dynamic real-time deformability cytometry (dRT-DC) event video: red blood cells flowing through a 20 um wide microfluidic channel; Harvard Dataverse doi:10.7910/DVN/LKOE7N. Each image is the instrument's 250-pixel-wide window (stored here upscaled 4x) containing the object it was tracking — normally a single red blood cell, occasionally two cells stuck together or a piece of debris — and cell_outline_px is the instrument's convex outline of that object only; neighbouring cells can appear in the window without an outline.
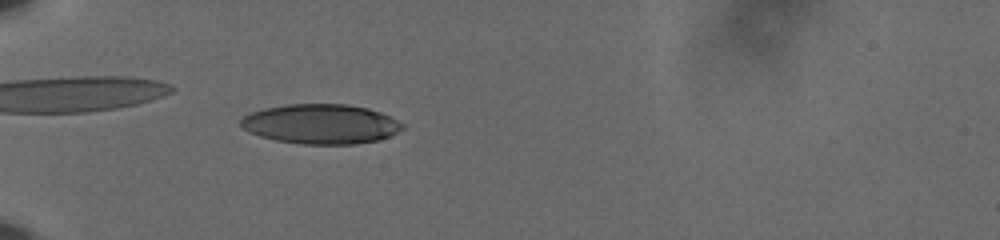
{"species": "human", "species_latin": "Homo sapiens", "temperature_condition": "cold", "stored_images_in_passage": 52, "camera_frame_rate_fps": 3000, "um_per_image_px": 0.085, "donor": {"sex": "male"}, "frame": {"image": 1, "passage_image": 14, "time_ms": 4.333, "image_size_px": [1000, 240], "cell_outline_px": [[404, 128], [380, 140], [356, 144], [300, 144], [276, 140], [260, 136], [248, 132], [240, 124], [240, 120], [244, 116], [252, 112], [264, 108], [288, 104], [348, 104], [368, 108], [380, 112], [404, 124]], "centroid_in_image_um": [27.26, 10.54], "position_along_channel_um": 57.7, "area_um2": 37.4}}
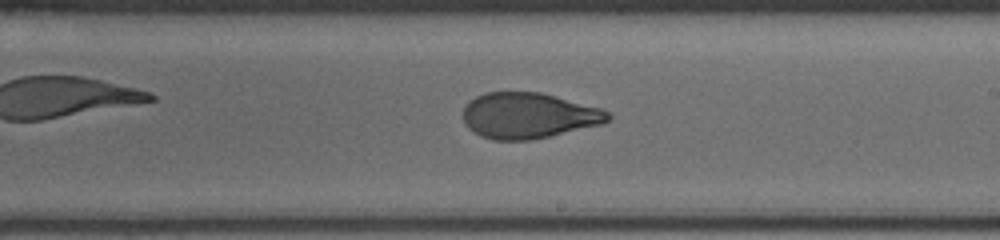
{"frame": {"image": 2, "passage_image": 31, "time_ms": 10.0, "image_size_px": [1000, 240], "cell_outline_px": [[612, 116], [604, 124], [548, 136], [528, 140], [492, 140], [480, 136], [468, 128], [464, 120], [464, 104], [476, 96], [484, 92], [540, 92], [604, 108], [612, 112]], "centroid_in_image_um": [44.96, 9.81], "position_along_channel_um": 244.0, "area_um2": 38.96}}
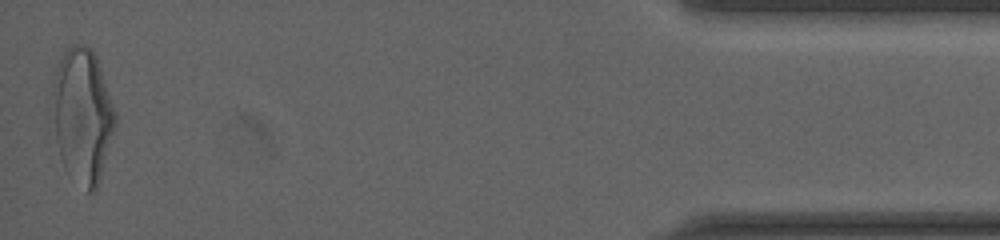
{"frame": {"image": 3, "passage_image": 52, "time_ms": 17.0, "image_size_px": [1000, 240], "cell_outline_px": [[116, 124], [100, 180], [96, 192], [88, 192], [68, 176], [64, 168], [60, 156], [56, 140], [48, 104], [52, 84], [56, 68], [64, 52], [72, 44], [84, 44], [96, 56], [116, 112]], "centroid_in_image_um": [6.96, 9.85], "position_along_channel_um": 428.2, "area_um2": 50.17}, "authors_computed_cell_mechanics": {"area_um2": 39.3907, "velocity_mm_per_s": 3.6332, "shape_relaxation_time_tau1_ms": 5.6978, "shape_relaxation_time_tau2_ms": 1.3278, "deformation_change_tau1": 0.2185, "deformation_change_tau2": 0.0755}}